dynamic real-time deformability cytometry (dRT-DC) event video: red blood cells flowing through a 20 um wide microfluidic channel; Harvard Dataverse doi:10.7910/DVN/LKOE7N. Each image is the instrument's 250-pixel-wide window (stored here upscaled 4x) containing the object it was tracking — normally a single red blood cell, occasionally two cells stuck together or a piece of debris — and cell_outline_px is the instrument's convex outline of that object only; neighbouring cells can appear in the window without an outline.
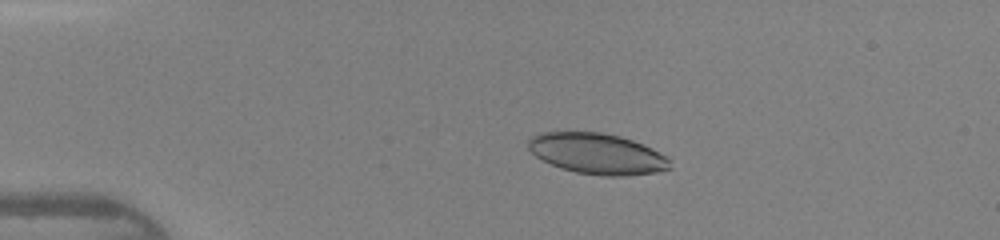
{"species": "human", "species_latin": "Homo sapiens", "temperature_condition": "warm", "stored_images_in_passage": 46, "camera_frame_rate_fps": 3000, "um_per_image_px": 0.085, "donor": {"sex": "female"}, "frame": {"image": 1, "passage_image": 10, "time_ms": 3.0, "image_size_px": [1000, 240], "cell_outline_px": [[672, 168], [656, 172], [624, 176], [604, 176], [576, 172], [560, 168], [536, 156], [528, 148], [528, 140], [532, 136], [540, 132], [600, 132], [620, 136], [644, 144], [652, 148], [672, 160]], "centroid_in_image_um": [50.79, 13.06], "position_along_channel_um": 34.2, "area_um2": 33.76}}
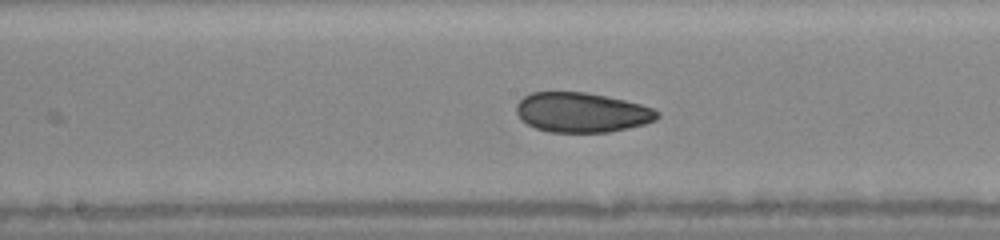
{"frame": {"image": 2, "passage_image": 25, "time_ms": 8.0, "image_size_px": [1000, 240], "cell_outline_px": [[660, 116], [656, 120], [644, 124], [628, 128], [608, 132], [552, 132], [536, 128], [528, 124], [516, 112], [516, 104], [524, 96], [532, 92], [588, 92], [624, 100], [656, 108], [660, 112]], "centroid_in_image_um": [49.5, 9.55], "position_along_channel_um": 198.7, "area_um2": 32.66}}
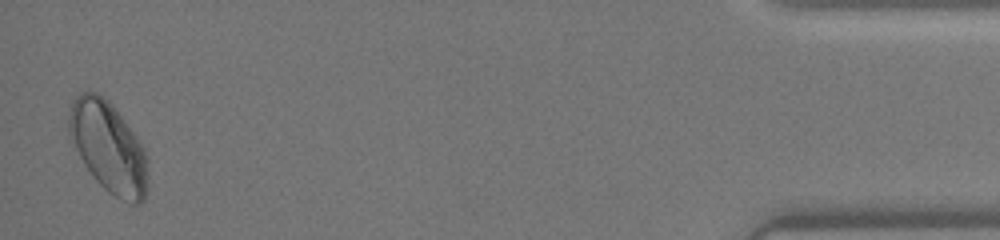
{"frame": {"image": 3, "passage_image": 46, "time_ms": 15.0, "image_size_px": [1000, 240], "cell_outline_px": [[148, 184], [144, 200], [140, 204], [128, 204], [120, 200], [108, 192], [92, 176], [84, 164], [68, 136], [68, 116], [72, 100], [80, 92], [96, 92], [108, 100], [112, 104], [136, 136], [144, 148], [148, 160]], "centroid_in_image_um": [9.22, 12.53], "position_along_channel_um": 426.0, "area_um2": 42.14}, "authors_computed_cell_mechanics": {"area_um2": 34.2754, "velocity_mm_per_s": 4.356, "shape_relaxation_time_tau1_ms": 11.0602, "shape_relaxation_time_tau2_ms": 1.4233, "deformation_change_tau1": 0.2016, "deformation_change_tau2": 0.0564}}